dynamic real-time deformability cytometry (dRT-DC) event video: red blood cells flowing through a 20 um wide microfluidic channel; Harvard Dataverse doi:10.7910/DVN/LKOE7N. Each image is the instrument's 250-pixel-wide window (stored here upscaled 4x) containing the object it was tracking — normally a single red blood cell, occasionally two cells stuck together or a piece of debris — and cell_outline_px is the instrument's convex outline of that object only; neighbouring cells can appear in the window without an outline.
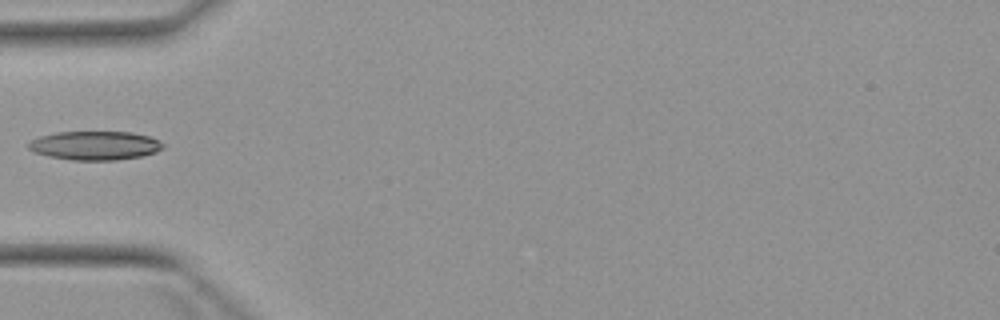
{"species": "Egyptian fruit bat (a non-hibernating species)", "species_latin": "Rousettus aegyptiacus", "temperature_condition": "warm", "stored_images_in_passage": 5, "camera_frame_rate_fps": 3000, "um_per_image_px": 0.085, "animal": {"sex": "female"}, "frame": {"image": 1, "passage_image": 5, "time_ms": 4.667, "image_size_px": [1000, 320], "cell_outline_px": [[164, 148], [156, 152], [144, 156], [116, 160], [72, 160], [48, 156], [32, 152], [28, 148], [28, 144], [32, 140], [40, 136], [56, 132], [132, 132], [148, 136], [164, 144]], "centroid_in_image_um": [8.07, 12.38], "position_along_channel_um": 76.9, "area_um2": 22.66}}